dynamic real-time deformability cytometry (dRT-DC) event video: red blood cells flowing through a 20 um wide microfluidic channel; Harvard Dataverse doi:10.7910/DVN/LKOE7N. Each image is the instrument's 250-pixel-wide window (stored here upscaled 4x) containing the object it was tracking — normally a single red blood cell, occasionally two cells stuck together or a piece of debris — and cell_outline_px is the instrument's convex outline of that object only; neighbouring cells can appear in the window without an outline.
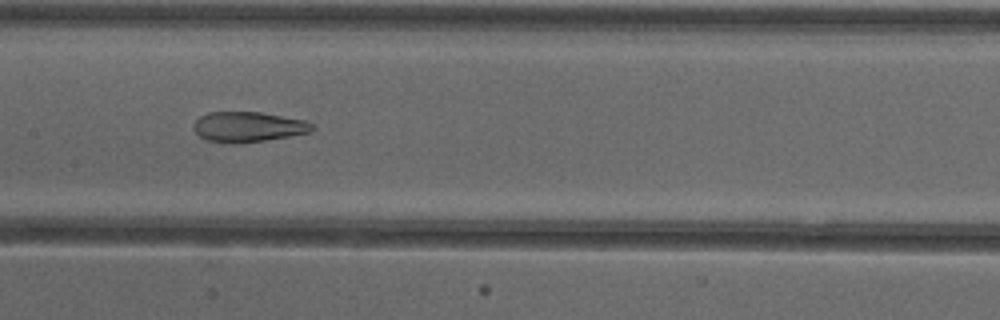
{"species": "common noctule bat (a hibernating species)", "species_latin": "Nyctalus noctula", "temperature_condition": "cold", "stored_images_in_passage": 48, "camera_frame_rate_fps": 3000, "um_per_image_px": 0.085, "animal": {"sex": "female"}, "frame": {"image": 1, "passage_image": 22, "time_ms": 7.0, "image_size_px": [1000, 320], "cell_outline_px": [[316, 128], [312, 132], [264, 140], [236, 144], [232, 144], [204, 140], [192, 128], [192, 124], [200, 116], [208, 112], [260, 112], [304, 120], [312, 124]], "centroid_in_image_um": [21.06, 10.79], "position_along_channel_um": 186.3, "area_um2": 20.98}}
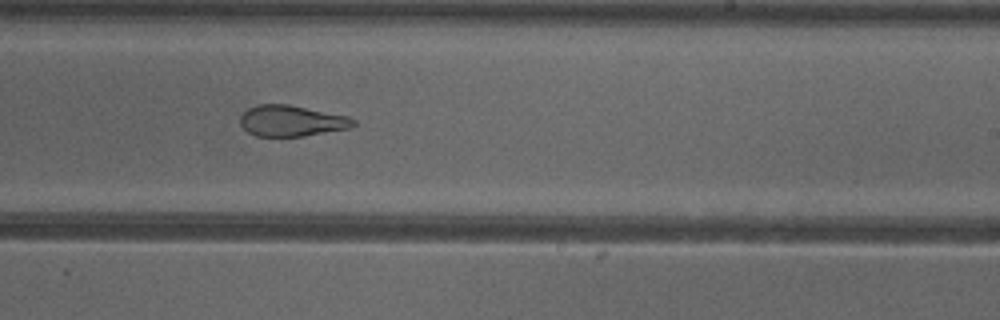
{"frame": {"image": 2, "passage_image": 28, "time_ms": 9.0, "image_size_px": [1000, 320], "cell_outline_px": [[356, 124], [348, 128], [304, 136], [256, 136], [248, 132], [240, 124], [240, 116], [248, 108], [256, 104], [288, 104], [348, 116], [356, 120]], "centroid_in_image_um": [24.76, 10.26], "position_along_channel_um": 264.2, "area_um2": 20.4}}
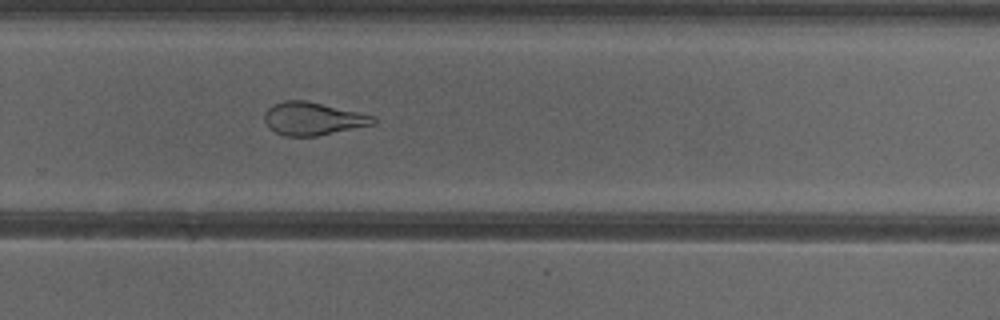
{"frame": {"image": 3, "passage_image": 31, "time_ms": 10.0, "image_size_px": [1000, 320], "cell_outline_px": [[376, 124], [316, 136], [284, 136], [268, 128], [264, 120], [264, 112], [272, 104], [284, 100], [304, 100], [360, 112], [376, 116]], "centroid_in_image_um": [26.59, 10.08], "position_along_channel_um": 303.2, "area_um2": 21.04}, "authors_computed_cell_mechanics": {"area_um2": 25.1141, "velocity_mm_per_s": 3.9208, "shape_relaxation_time_tau1_ms": null, "shape_relaxation_time_tau2_ms": 1.6368, "deformation_change_tau1": null, "deformation_change_tau2": 0.0873}}